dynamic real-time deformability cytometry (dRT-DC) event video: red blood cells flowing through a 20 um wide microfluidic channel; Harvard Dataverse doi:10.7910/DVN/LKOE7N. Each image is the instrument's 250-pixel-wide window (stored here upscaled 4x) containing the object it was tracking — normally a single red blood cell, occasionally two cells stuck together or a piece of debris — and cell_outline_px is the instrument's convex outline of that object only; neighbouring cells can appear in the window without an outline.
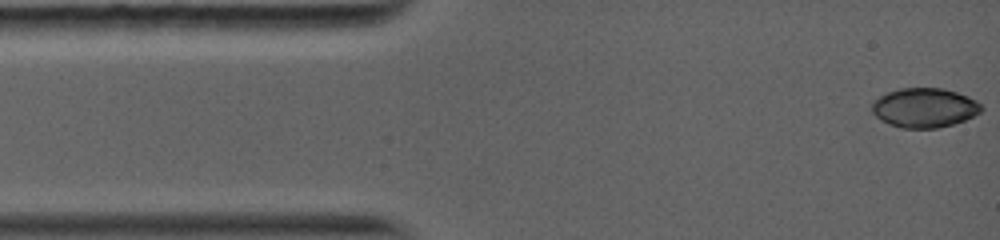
{"species": "common noctule bat (a hibernating species)", "species_latin": "Nyctalus noctula", "temperature_condition": "warm", "stored_images_in_passage": 68, "camera_frame_rate_fps": 5000, "um_per_image_px": 0.085, "animal": {"sex": "female", "body_mass_g": 19.0, "forearm_length_mm": 56.7}, "frame": {"image": 1, "passage_image": 1, "time_ms": 0.0, "image_size_px": [1000, 240], "cell_outline_px": [[984, 108], [980, 112], [964, 120], [952, 124], [936, 128], [900, 128], [888, 124], [880, 120], [872, 112], [872, 100], [888, 92], [900, 88], [944, 88], [968, 96], [976, 100]], "centroid_in_image_um": [78.55, 9.16], "position_along_channel_um": 6.4, "area_um2": 25.2}}
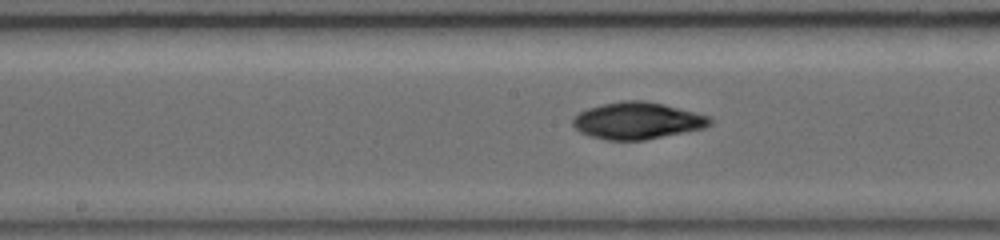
{"frame": {"image": 2, "passage_image": 25, "time_ms": 6.4, "image_size_px": [1000, 240], "cell_outline_px": [[712, 124], [704, 128], [644, 140], [604, 140], [588, 136], [580, 132], [572, 124], [572, 120], [580, 112], [588, 108], [600, 104], [620, 100], [644, 100], [664, 104], [712, 116]], "centroid_in_image_um": [54.18, 10.25], "position_along_channel_um": 194.0, "area_um2": 29.71}}
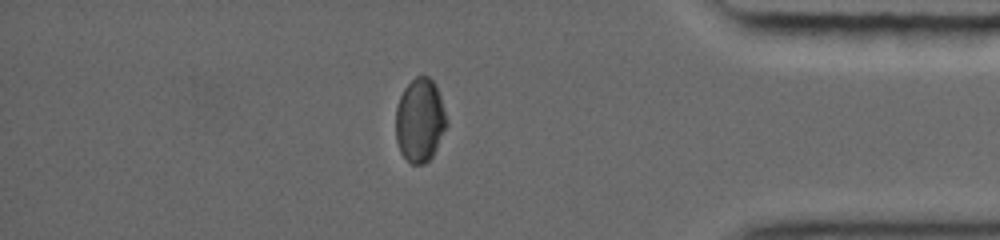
{"frame": {"image": 3, "passage_image": 53, "time_ms": 12.0, "image_size_px": [1000, 240], "cell_outline_px": [[448, 124], [432, 156], [424, 164], [412, 164], [400, 152], [396, 140], [396, 104], [404, 88], [416, 76], [428, 76], [432, 80], [440, 96], [448, 120]], "centroid_in_image_um": [35.69, 10.22], "position_along_channel_um": 399.5, "area_um2": 24.74}, "authors_computed_cell_mechanics": {"area_um2": 27.5995, "velocity_mm_per_s": 4.1339, "shape_relaxation_time_tau1_ms": 11.3354, "shape_relaxation_time_tau2_ms": 4.8807, "deformation_change_tau1": 0.3388, "deformation_change_tau2": 0.0636}}